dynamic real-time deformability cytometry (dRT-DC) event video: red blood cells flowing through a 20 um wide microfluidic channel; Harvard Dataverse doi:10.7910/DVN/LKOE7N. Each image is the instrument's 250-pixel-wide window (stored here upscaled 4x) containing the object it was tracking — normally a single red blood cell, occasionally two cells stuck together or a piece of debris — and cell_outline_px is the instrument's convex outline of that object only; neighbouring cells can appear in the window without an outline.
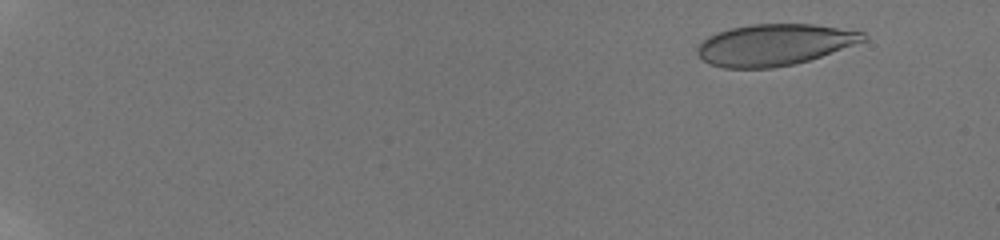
{"species": "human", "species_latin": "Homo sapiens", "temperature_condition": "room temperature", "stored_images_in_passage": 43, "camera_frame_rate_fps": 3000, "um_per_image_px": 0.085, "donor": {"sex": "male"}, "frame": {"image": 1, "passage_image": 4, "time_ms": 1.667, "image_size_px": [1000, 240], "cell_outline_px": [[868, 36], [864, 40], [820, 56], [808, 60], [792, 64], [772, 68], [724, 68], [708, 64], [696, 52], [696, 48], [708, 36], [716, 32], [732, 28], [752, 24], [812, 24], [864, 32]], "centroid_in_image_um": [65.76, 3.8], "position_along_channel_um": 19.2, "area_um2": 39.59}}
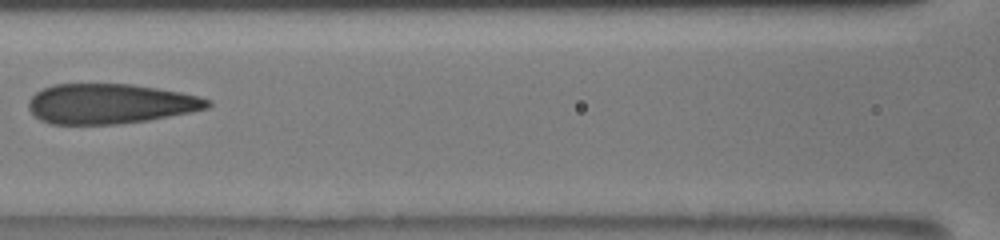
{"frame": {"image": 2, "passage_image": 24, "time_ms": 10.0, "image_size_px": [1000, 240], "cell_outline_px": [[212, 104], [208, 108], [192, 112], [148, 120], [116, 124], [52, 124], [40, 120], [28, 108], [28, 100], [36, 92], [52, 84], [132, 84], [180, 92], [212, 100]], "centroid_in_image_um": [9.36, 8.82], "position_along_channel_um": 157.2, "area_um2": 41.67}}
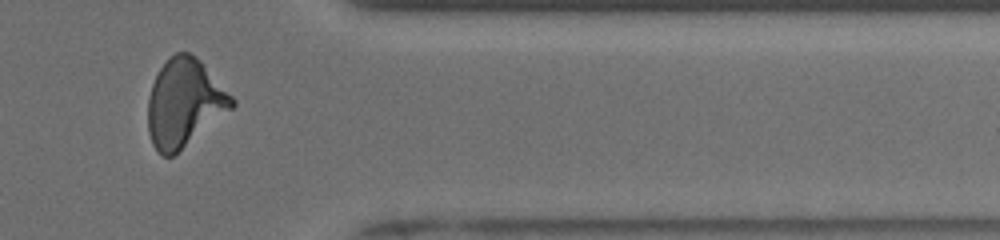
{"frame": {"image": 3, "passage_image": 40, "time_ms": 16.333, "image_size_px": [1000, 240], "cell_outline_px": [[236, 104], [232, 108], [172, 156], [164, 156], [152, 144], [148, 132], [148, 96], [152, 84], [160, 68], [176, 52], [188, 52], [200, 60], [236, 100]], "centroid_in_image_um": [15.66, 8.74], "position_along_channel_um": 395.7, "area_um2": 42.19}, "authors_computed_cell_mechanics": {"area_um2": 41.7894, "velocity_mm_per_s": 3.8798, "shape_relaxation_time_tau1_ms": 5.9555, "shape_relaxation_time_tau2_ms": 1.0833, "deformation_change_tau1": 0.2184, "deformation_change_tau2": 0.0903}}